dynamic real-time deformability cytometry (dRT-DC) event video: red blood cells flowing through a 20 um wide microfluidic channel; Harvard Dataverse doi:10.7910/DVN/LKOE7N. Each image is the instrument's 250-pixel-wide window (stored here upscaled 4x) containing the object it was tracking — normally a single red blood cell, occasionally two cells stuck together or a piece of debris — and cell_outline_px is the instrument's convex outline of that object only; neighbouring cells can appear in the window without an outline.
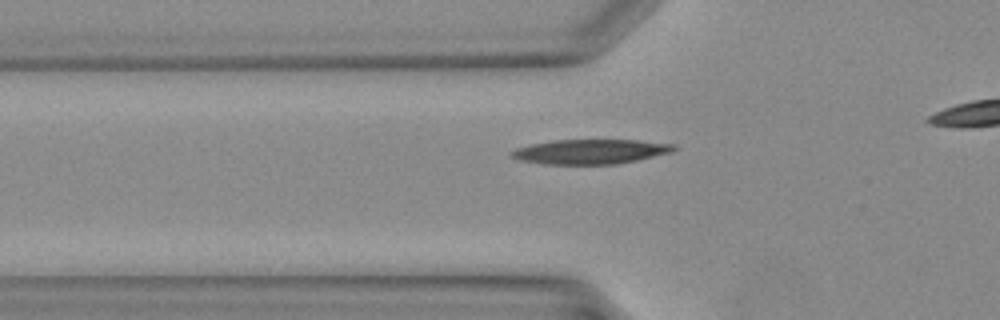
{"species": "Egyptian fruit bat (a non-hibernating species)", "species_latin": "Rousettus aegyptiacus", "temperature_condition": "warm", "stored_images_in_passage": 27, "camera_frame_rate_fps": 3000, "um_per_image_px": 0.085, "animal": {"sex": "female"}, "frame": {"image": 1, "passage_image": 7, "time_ms": 2.0, "image_size_px": [1000, 320], "cell_outline_px": [[676, 148], [672, 152], [636, 160], [616, 164], [544, 164], [520, 160], [508, 156], [508, 152], [516, 148], [532, 144], [552, 140], [640, 140], [676, 144]], "centroid_in_image_um": [50.16, 12.88], "position_along_channel_um": 75.6, "area_um2": 23.41}}
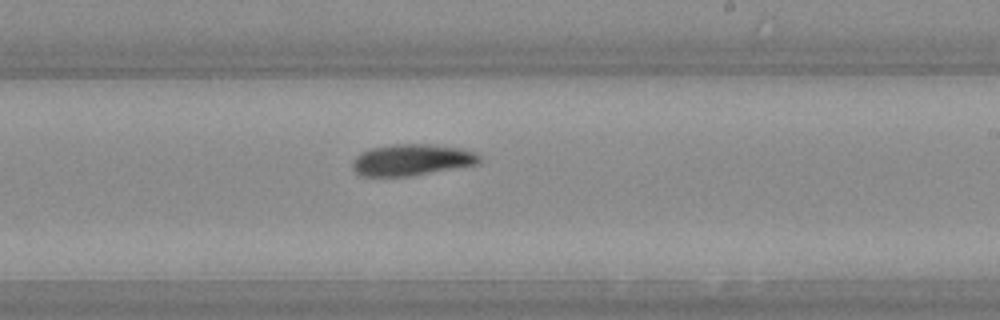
{"frame": {"image": 2, "passage_image": 17, "time_ms": 5.333, "image_size_px": [1000, 320], "cell_outline_px": [[480, 160], [476, 164], [408, 176], [360, 176], [352, 168], [352, 160], [360, 152], [372, 148], [392, 144], [428, 144], [460, 148], [476, 152], [480, 156]], "centroid_in_image_um": [34.95, 13.58], "position_along_channel_um": 254.1, "area_um2": 23.06}}
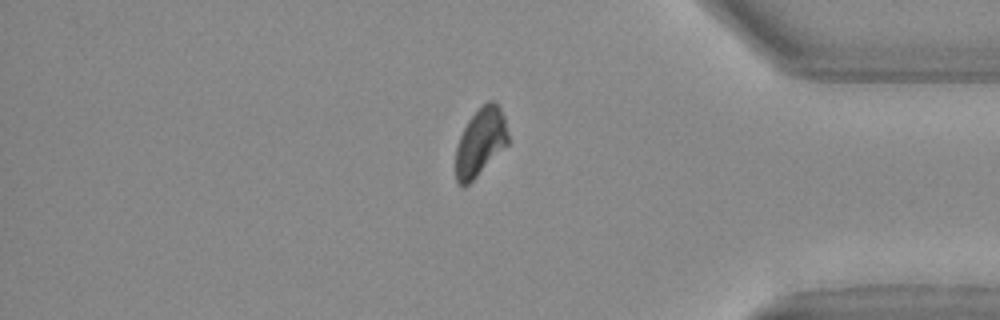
{"frame": {"image": 3, "passage_image": 26, "time_ms": 8.333, "image_size_px": [1000, 320], "cell_outline_px": [[508, 144], [468, 184], [460, 184], [456, 180], [456, 148], [460, 136], [468, 120], [488, 100], [492, 100], [500, 108], [504, 116], [508, 132]], "centroid_in_image_um": [40.85, 12.05], "position_along_channel_um": 394.4, "area_um2": 20.17}}